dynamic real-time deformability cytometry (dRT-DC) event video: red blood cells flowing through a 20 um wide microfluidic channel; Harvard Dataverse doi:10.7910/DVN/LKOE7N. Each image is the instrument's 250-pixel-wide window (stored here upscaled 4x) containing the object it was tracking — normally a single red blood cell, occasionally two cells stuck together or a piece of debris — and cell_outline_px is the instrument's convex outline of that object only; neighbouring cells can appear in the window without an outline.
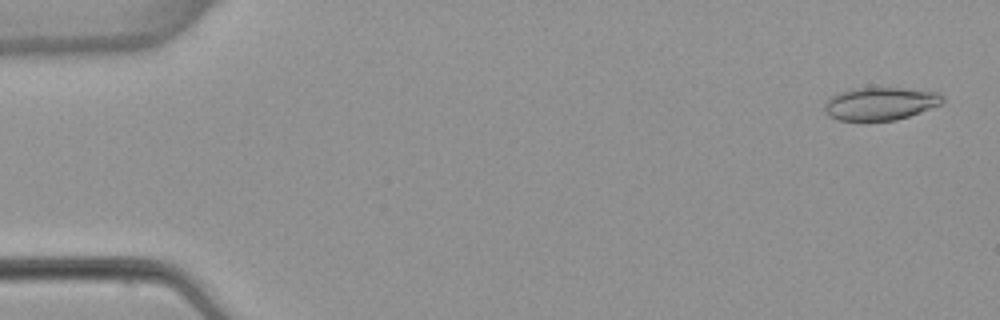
{"species": "common noctule bat (a hibernating species)", "species_latin": "Nyctalus noctula", "temperature_condition": "warm", "stored_images_in_passage": 4, "camera_frame_rate_fps": 3000, "um_per_image_px": 0.085, "animal": {"sex": "female", "body_mass_g": 22.7, "forearm_length_mm": 54.2}, "frame": {"image": 1, "passage_image": 1, "time_ms": 0.0, "image_size_px": [1000, 320], "cell_outline_px": [[944, 104], [896, 120], [864, 124], [860, 124], [836, 120], [828, 116], [824, 112], [824, 104], [836, 92], [852, 88], [904, 88], [936, 92], [944, 96]], "centroid_in_image_um": [74.76, 8.86], "position_along_channel_um": 10.2, "area_um2": 23.7}}
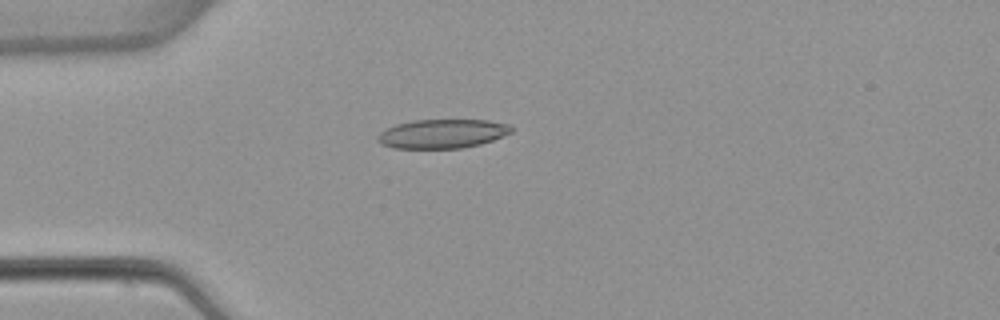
{"frame": {"image": 2, "passage_image": 4, "time_ms": 4.0, "image_size_px": [1000, 320], "cell_outline_px": [[512, 132], [492, 140], [480, 144], [464, 148], [392, 148], [380, 144], [376, 140], [376, 136], [380, 132], [396, 124], [412, 120], [488, 120], [508, 124], [512, 128]], "centroid_in_image_um": [37.56, 11.37], "position_along_channel_um": 47.4, "area_um2": 22.66}}